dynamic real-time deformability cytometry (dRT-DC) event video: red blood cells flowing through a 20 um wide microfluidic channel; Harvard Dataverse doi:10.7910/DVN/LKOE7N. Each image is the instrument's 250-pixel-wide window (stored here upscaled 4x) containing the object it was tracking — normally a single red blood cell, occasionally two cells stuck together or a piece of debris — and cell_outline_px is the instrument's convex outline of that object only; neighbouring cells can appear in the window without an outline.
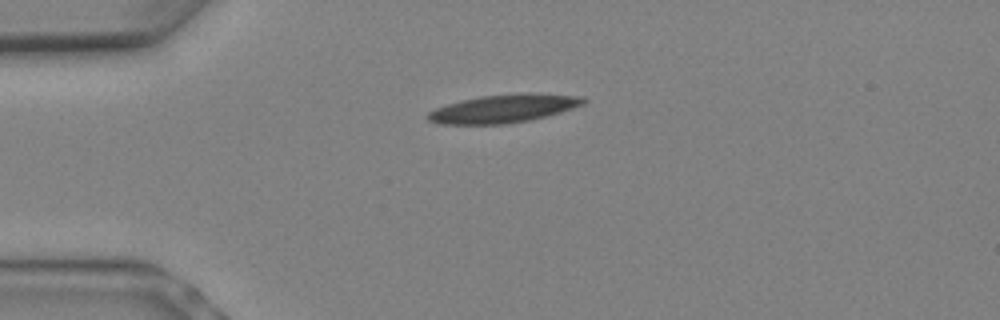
{"species": "Egyptian fruit bat (a non-hibernating species)", "species_latin": "Rousettus aegyptiacus", "temperature_condition": "warm", "stored_images_in_passage": 2, "camera_frame_rate_fps": 3000, "um_per_image_px": 0.085, "animal": {"sex": "female"}, "frame": {"image": 1, "passage_image": 1, "time_ms": 0.0, "image_size_px": [1000, 320], "cell_outline_px": [[588, 100], [584, 104], [548, 116], [508, 124], [436, 124], [428, 120], [424, 116], [428, 112], [436, 108], [448, 104], [480, 96], [584, 96]], "centroid_in_image_um": [42.69, 9.3], "position_along_channel_um": 42.3, "area_um2": 24.28}}